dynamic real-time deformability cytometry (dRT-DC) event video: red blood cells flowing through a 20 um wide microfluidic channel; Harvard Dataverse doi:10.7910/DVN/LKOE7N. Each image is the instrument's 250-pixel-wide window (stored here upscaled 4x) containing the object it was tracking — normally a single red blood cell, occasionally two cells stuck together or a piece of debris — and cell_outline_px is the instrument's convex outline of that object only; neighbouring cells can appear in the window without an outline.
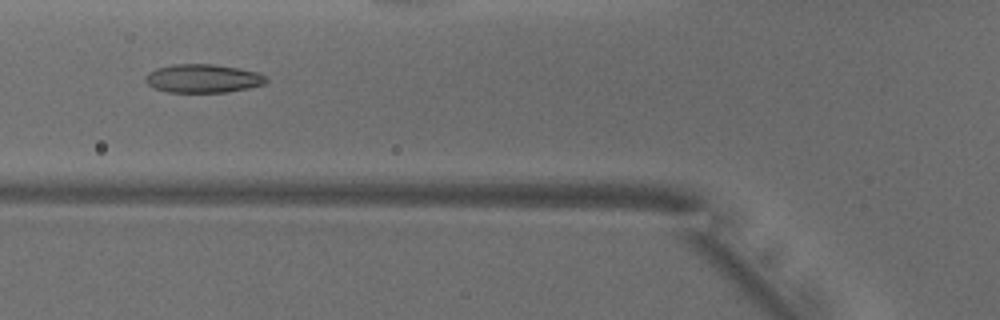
{"species": "common noctule bat (a hibernating species)", "species_latin": "Nyctalus noctula", "temperature_condition": "warm", "stored_images_in_passage": 29, "camera_frame_rate_fps": 3000, "um_per_image_px": 0.085, "animal": {"sex": "male", "body_mass_g": 18.8}, "frame": {"image": 1, "passage_image": 5, "time_ms": 1.333, "image_size_px": [1000, 320], "cell_outline_px": [[268, 80], [264, 84], [248, 88], [224, 92], [168, 92], [156, 88], [148, 84], [144, 80], [144, 76], [148, 72], [156, 68], [172, 64], [216, 64], [260, 72], [268, 76]], "centroid_in_image_um": [17.27, 6.65], "position_along_channel_um": 108.5, "area_um2": 20.23}}
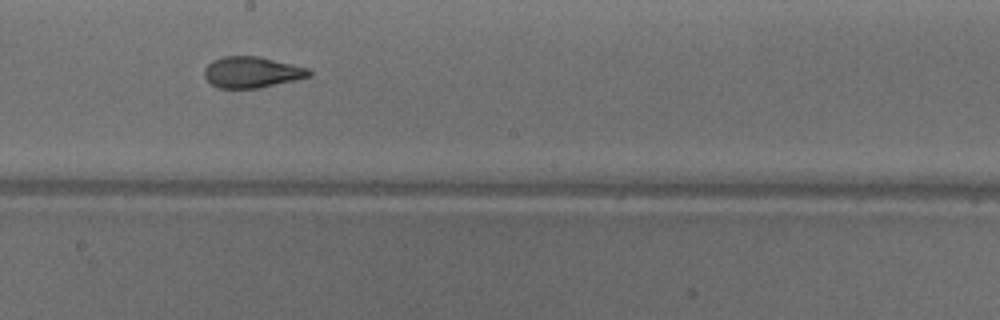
{"frame": {"image": 2, "passage_image": 14, "time_ms": 4.333, "image_size_px": [1000, 320], "cell_outline_px": [[312, 76], [296, 80], [256, 88], [216, 88], [204, 76], [204, 68], [212, 60], [224, 56], [260, 56], [308, 68], [312, 72]], "centroid_in_image_um": [21.41, 6.13], "position_along_channel_um": 226.8, "area_um2": 19.02}}
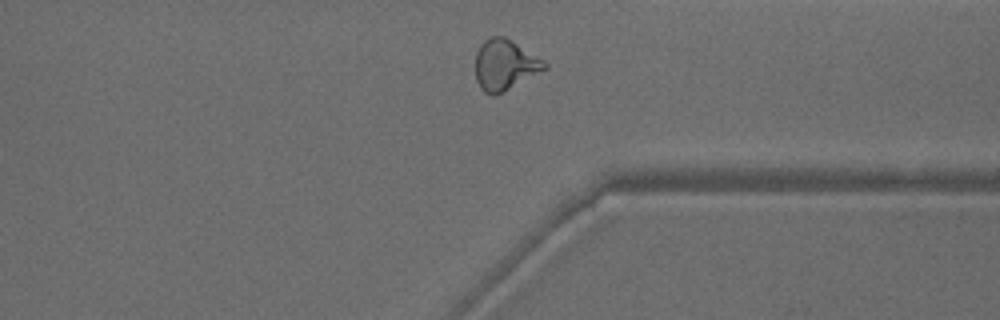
{"frame": {"image": 3, "passage_image": 25, "time_ms": 8.0, "image_size_px": [1000, 320], "cell_outline_px": [[548, 68], [496, 96], [492, 96], [484, 92], [480, 88], [476, 80], [476, 52], [480, 44], [484, 40], [492, 36], [504, 36], [544, 60], [548, 64]], "centroid_in_image_um": [42.9, 5.53], "position_along_channel_um": 368.5, "area_um2": 20.46}, "authors_computed_cell_mechanics": {"area_um2": 19.363, "velocity_mm_per_s": 3.9325, "shape_relaxation_time_tau1_ms": 4.7266, "shape_relaxation_time_tau2_ms": 1.2498, "deformation_change_tau1": 0.1962, "deformation_change_tau2": 0.0919}}